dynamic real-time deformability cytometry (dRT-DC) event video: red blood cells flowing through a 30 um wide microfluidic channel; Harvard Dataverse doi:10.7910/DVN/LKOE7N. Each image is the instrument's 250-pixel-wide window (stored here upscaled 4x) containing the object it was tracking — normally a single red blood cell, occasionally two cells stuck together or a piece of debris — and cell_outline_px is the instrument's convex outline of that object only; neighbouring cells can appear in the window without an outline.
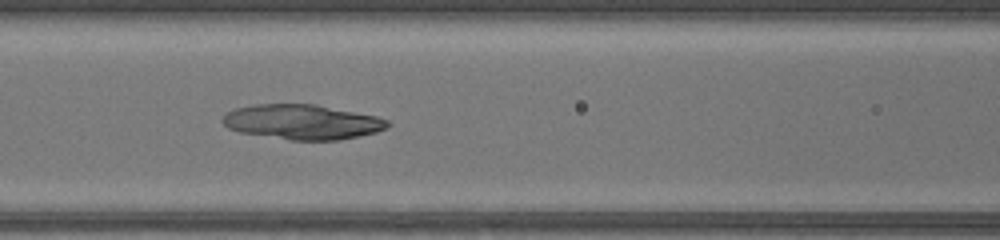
{"species": "common noctule bat (a hibernating species)", "species_latin": "Nyctalus noctula", "temperature_condition": "warm", "stored_images_in_passage": 47, "camera_frame_rate_fps": 3000, "um_per_image_px": 0.085, "animal": {"sex": "female", "body_mass_g": 17.0, "forearm_length_mm": 48.0}, "frame": {"image": 1, "passage_image": 22, "time_ms": 7.0, "image_size_px": [1000, 240], "cell_outline_px": [[388, 128], [376, 132], [336, 140], [292, 140], [240, 132], [228, 128], [220, 120], [228, 112], [236, 108], [256, 104], [316, 104], [376, 116], [388, 120]], "centroid_in_image_um": [25.68, 10.36], "position_along_channel_um": 140.9, "area_um2": 33.23}}
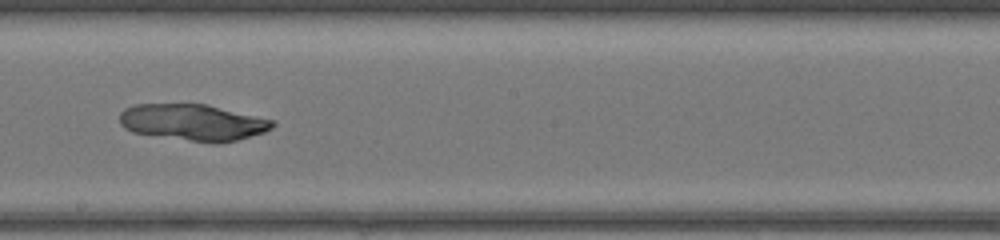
{"frame": {"image": 2, "passage_image": 28, "time_ms": 9.0, "image_size_px": [1000, 240], "cell_outline_px": [[276, 124], [272, 128], [264, 132], [236, 140], [220, 144], [216, 144], [132, 132], [124, 128], [120, 124], [120, 112], [124, 108], [136, 104], [208, 104], [276, 120]], "centroid_in_image_um": [16.44, 10.39], "position_along_channel_um": 231.8, "area_um2": 32.66}}
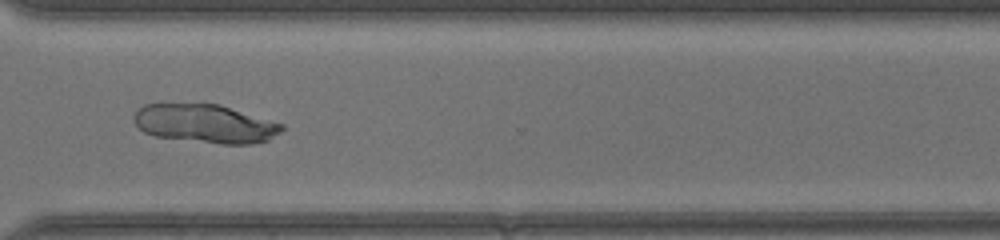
{"frame": {"image": 3, "passage_image": 36, "time_ms": 11.667, "image_size_px": [1000, 240], "cell_outline_px": [[284, 128], [280, 132], [268, 140], [252, 144], [220, 144], [156, 136], [144, 132], [136, 124], [136, 112], [144, 104], [220, 104], [284, 124]], "centroid_in_image_um": [17.5, 10.51], "position_along_channel_um": 353.1, "area_um2": 32.95}}